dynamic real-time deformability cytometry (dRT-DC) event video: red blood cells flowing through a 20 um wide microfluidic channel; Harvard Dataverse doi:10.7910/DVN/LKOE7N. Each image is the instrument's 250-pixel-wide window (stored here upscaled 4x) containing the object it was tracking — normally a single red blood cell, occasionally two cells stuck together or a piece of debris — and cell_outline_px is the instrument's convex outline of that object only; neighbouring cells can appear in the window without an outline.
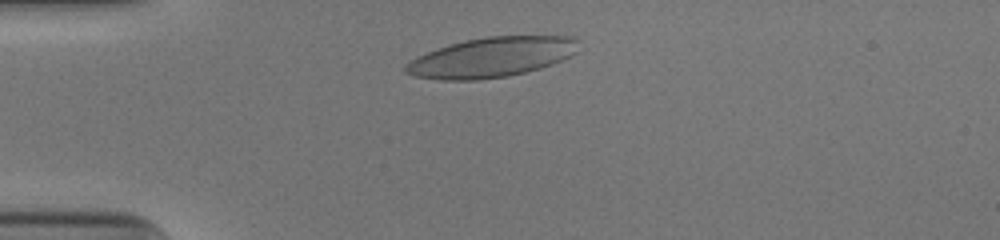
{"species": "human", "species_latin": "Homo sapiens", "temperature_condition": "cold", "stored_images_in_passage": 30, "camera_frame_rate_fps": 3000, "um_per_image_px": 0.085, "donor": {"sex": "male"}, "frame": {"image": 1, "passage_image": 1, "time_ms": 0.0, "image_size_px": [1000, 240], "cell_outline_px": [[580, 40], [576, 52], [572, 56], [524, 72], [504, 76], [476, 80], [444, 80], [416, 76], [404, 72], [404, 64], [416, 56], [464, 40], [488, 36], [572, 36]], "centroid_in_image_um": [41.77, 4.85], "position_along_channel_um": 43.2, "area_um2": 39.77}}
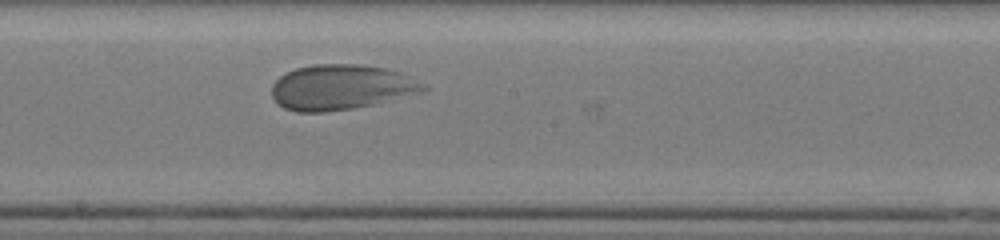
{"frame": {"image": 2, "passage_image": 17, "time_ms": 5.333, "image_size_px": [1000, 240], "cell_outline_px": [[428, 88], [424, 92], [372, 104], [352, 108], [324, 112], [296, 112], [284, 108], [276, 104], [272, 96], [272, 84], [280, 76], [296, 68], [316, 64], [360, 64], [384, 68], [400, 72], [424, 84]], "centroid_in_image_um": [28.96, 7.42], "position_along_channel_um": 219.2, "area_um2": 39.82}}
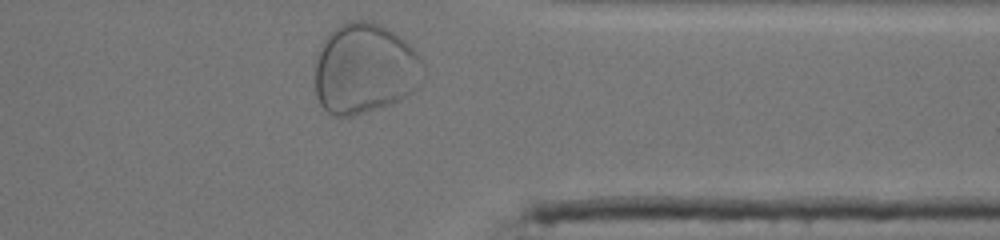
{"frame": {"image": 3, "passage_image": 30, "time_ms": 9.667, "image_size_px": [1000, 240], "cell_outline_px": [[420, 84], [412, 92], [388, 104], [352, 116], [332, 116], [320, 104], [316, 96], [316, 60], [324, 40], [332, 28], [348, 20], [364, 20], [380, 24], [388, 28], [400, 36], [420, 56]], "centroid_in_image_um": [30.96, 5.82], "position_along_channel_um": 380.4, "area_um2": 56.47}, "authors_computed_cell_mechanics": {"area_um2": 39.4485, "velocity_mm_per_s": 3.8427, "shape_relaxation_time_tau1_ms": 5.0285, "shape_relaxation_time_tau2_ms": null, "deformation_change_tau1": 0.1976, "deformation_change_tau2": null}}